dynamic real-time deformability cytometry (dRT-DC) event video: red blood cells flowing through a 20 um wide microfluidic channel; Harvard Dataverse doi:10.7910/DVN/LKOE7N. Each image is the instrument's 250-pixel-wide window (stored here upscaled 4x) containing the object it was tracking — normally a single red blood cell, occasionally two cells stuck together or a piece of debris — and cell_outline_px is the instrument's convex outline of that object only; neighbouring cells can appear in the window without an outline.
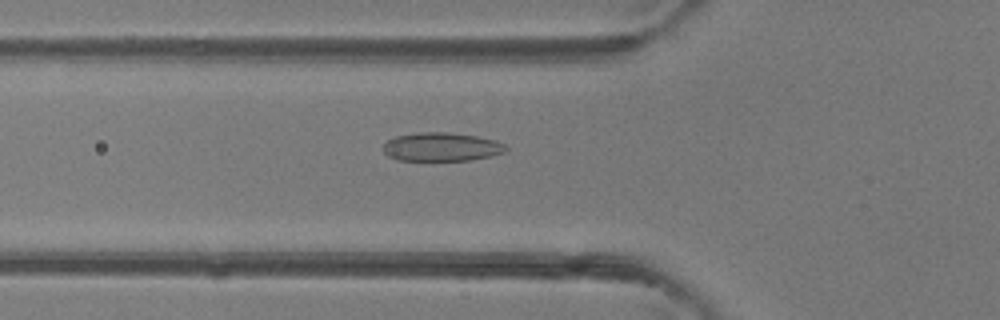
{"species": "common noctule bat (a hibernating species)", "species_latin": "Nyctalus noctula", "temperature_condition": "room temperature", "stored_images_in_passage": 44, "camera_frame_rate_fps": 3000, "um_per_image_px": 0.085, "animal": {"sex": "female"}, "frame": {"image": 1, "passage_image": 14, "time_ms": 4.333, "image_size_px": [1000, 320], "cell_outline_px": [[508, 148], [504, 152], [492, 156], [472, 160], [396, 160], [388, 156], [384, 152], [384, 144], [388, 140], [396, 136], [420, 132], [448, 132], [476, 136], [496, 140], [504, 144]], "centroid_in_image_um": [37.54, 12.48], "position_along_channel_um": 88.3, "area_um2": 20.46}}
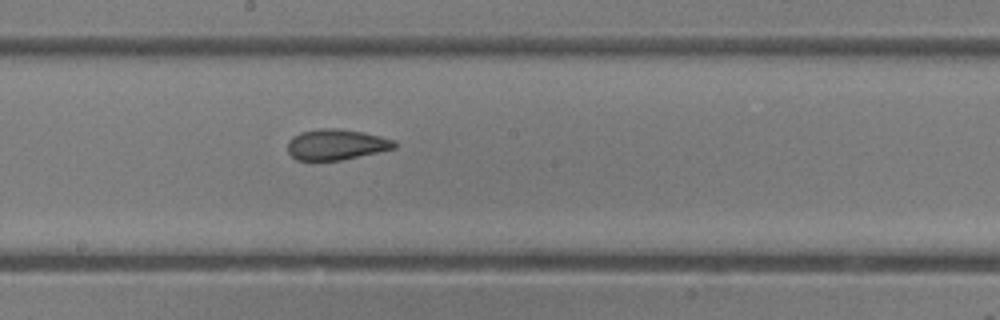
{"frame": {"image": 2, "passage_image": 23, "time_ms": 7.333, "image_size_px": [1000, 320], "cell_outline_px": [[396, 148], [340, 160], [296, 160], [288, 152], [288, 140], [292, 136], [300, 132], [320, 128], [340, 128], [364, 132], [396, 140]], "centroid_in_image_um": [28.57, 12.27], "position_along_channel_um": 219.6, "area_um2": 19.19}}
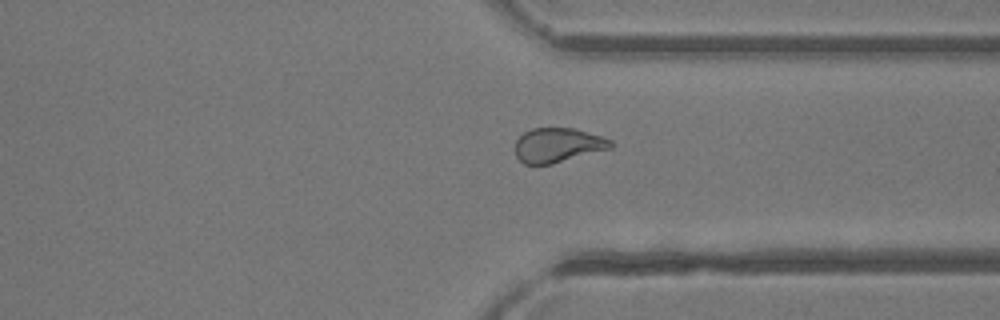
{"frame": {"image": 3, "passage_image": 33, "time_ms": 10.667, "image_size_px": [1000, 320], "cell_outline_px": [[612, 148], [552, 164], [524, 164], [516, 156], [516, 140], [524, 132], [532, 128], [576, 128], [612, 140]], "centroid_in_image_um": [47.42, 12.33], "position_along_channel_um": 364.0, "area_um2": 19.13}, "authors_computed_cell_mechanics": {"area_um2": 20.3456, "velocity_mm_per_s": 4.3445, "shape_relaxation_time_tau1_ms": null, "shape_relaxation_time_tau2_ms": 1.1993, "deformation_change_tau1": null, "deformation_change_tau2": 0.0843}}